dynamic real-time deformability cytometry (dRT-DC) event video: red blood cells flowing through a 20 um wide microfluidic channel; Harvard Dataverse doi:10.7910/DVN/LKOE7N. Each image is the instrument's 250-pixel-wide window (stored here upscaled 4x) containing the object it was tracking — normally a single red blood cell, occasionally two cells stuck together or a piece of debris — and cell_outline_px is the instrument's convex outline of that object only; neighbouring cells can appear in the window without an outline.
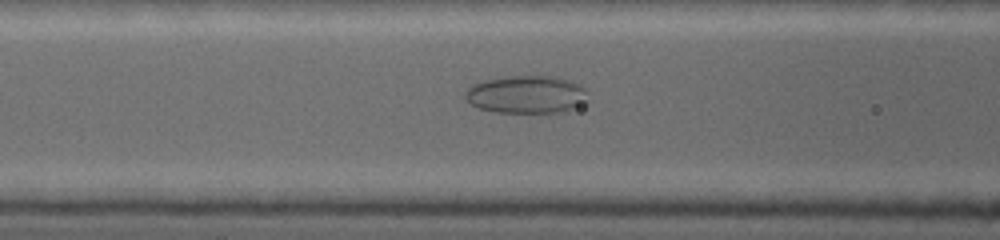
{"species": "common noctule bat (a hibernating species)", "species_latin": "Nyctalus noctula", "temperature_condition": "warm", "stored_images_in_passage": 39, "camera_frame_rate_fps": 5000, "um_per_image_px": 0.085, "animal": {"sex": "female", "body_mass_g": 19.0, "forearm_length_mm": 53.3}, "frame": {"image": 1, "passage_image": 9, "time_ms": 2.2, "image_size_px": [1000, 240], "cell_outline_px": [[584, 100], [580, 104], [556, 112], [496, 112], [480, 108], [472, 104], [468, 100], [468, 88], [476, 84], [488, 80], [512, 76], [544, 76], [564, 80], [576, 84], [584, 88]], "centroid_in_image_um": [44.7, 8.04], "position_along_channel_um": 121.9, "area_um2": 25.49}}
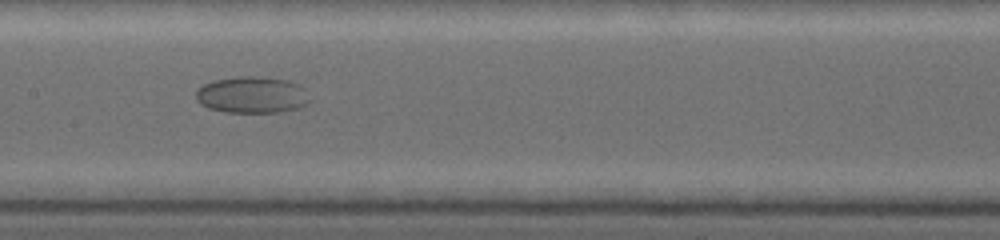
{"frame": {"image": 2, "passage_image": 15, "time_ms": 3.8, "image_size_px": [1000, 240], "cell_outline_px": [[304, 104], [296, 108], [276, 112], [228, 112], [208, 108], [200, 104], [196, 96], [196, 92], [204, 84], [216, 80], [248, 76], [288, 80], [296, 84]], "centroid_in_image_um": [21.25, 8.07], "position_along_channel_um": 186.1, "area_um2": 22.83}}
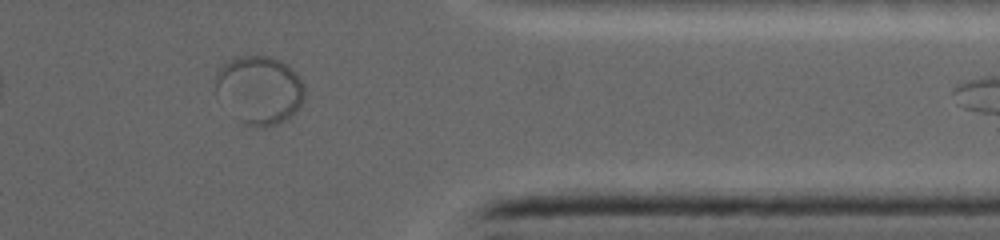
{"frame": {"image": 3, "passage_image": 35, "time_ms": 9.2, "image_size_px": [1000, 240], "cell_outline_px": [[304, 96], [300, 104], [284, 120], [272, 124], [248, 124], [244, 120], [216, 88], [216, 76], [220, 68], [224, 64], [232, 60], [248, 56], [268, 56], [280, 60], [304, 84]], "centroid_in_image_um": [22.11, 7.55], "position_along_channel_um": 389.3, "area_um2": 32.6}}